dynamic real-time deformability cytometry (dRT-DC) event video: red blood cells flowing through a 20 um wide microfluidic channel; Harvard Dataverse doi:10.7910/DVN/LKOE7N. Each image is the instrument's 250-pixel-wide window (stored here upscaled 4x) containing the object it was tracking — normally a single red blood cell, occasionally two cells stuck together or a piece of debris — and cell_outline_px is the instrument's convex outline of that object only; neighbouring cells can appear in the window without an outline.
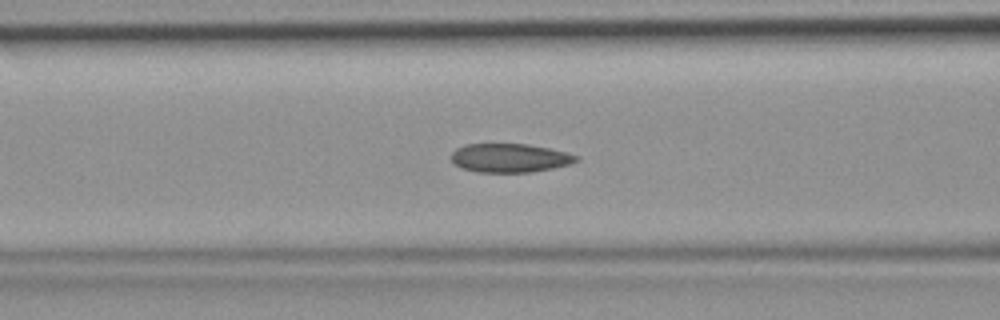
{"species": "common noctule bat (a hibernating species)", "species_latin": "Nyctalus noctula", "temperature_condition": "room temperature", "stored_images_in_passage": 38, "camera_frame_rate_fps": 3000, "um_per_image_px": 0.085, "animal": {"sex": "female", "body_mass_g": 19.9}, "frame": {"image": 1, "passage_image": 12, "time_ms": 3.667, "image_size_px": [1000, 320], "cell_outline_px": [[580, 160], [568, 164], [552, 168], [532, 172], [476, 172], [460, 168], [452, 160], [452, 152], [456, 148], [464, 144], [528, 144], [568, 152], [580, 156]], "centroid_in_image_um": [43.34, 13.42], "position_along_channel_um": 123.3, "area_um2": 21.04}}
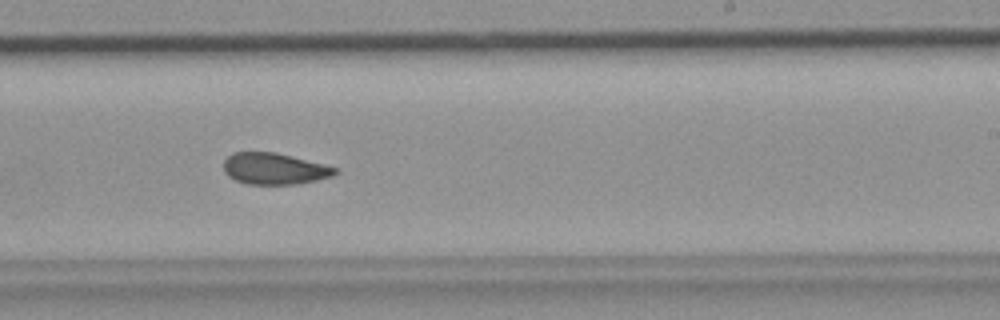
{"frame": {"image": 2, "passage_image": 22, "time_ms": 7.0, "image_size_px": [1000, 320], "cell_outline_px": [[340, 172], [332, 176], [316, 180], [296, 184], [248, 184], [236, 180], [228, 176], [224, 172], [224, 160], [232, 152], [276, 152], [340, 168]], "centroid_in_image_um": [23.35, 14.33], "position_along_channel_um": 265.7, "area_um2": 20.52}}